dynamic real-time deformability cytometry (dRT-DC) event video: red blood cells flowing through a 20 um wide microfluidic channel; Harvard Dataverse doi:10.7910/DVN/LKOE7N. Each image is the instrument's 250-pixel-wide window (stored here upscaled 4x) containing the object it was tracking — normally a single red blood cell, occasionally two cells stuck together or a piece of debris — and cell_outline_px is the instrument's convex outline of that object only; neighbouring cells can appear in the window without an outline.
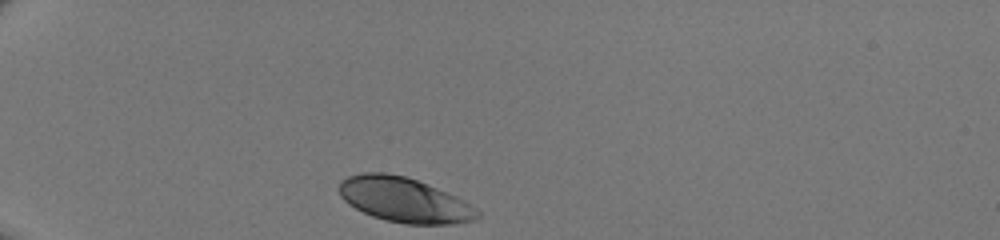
{"species": "human", "species_latin": "Homo sapiens", "temperature_condition": "room temperature", "stored_images_in_passage": 29, "camera_frame_rate_fps": 3000, "um_per_image_px": 0.085, "donor": {"sex": "male"}, "frame": {"image": 1, "passage_image": 1, "time_ms": 0.0, "image_size_px": [1000, 240], "cell_outline_px": [[480, 216], [476, 220], [452, 224], [404, 224], [384, 220], [372, 216], [348, 204], [340, 196], [340, 180], [348, 176], [360, 172], [384, 172], [404, 176], [428, 184], [456, 196], [476, 208], [480, 212]], "centroid_in_image_um": [34.36, 16.99], "position_along_channel_um": 50.6, "area_um2": 36.18}}
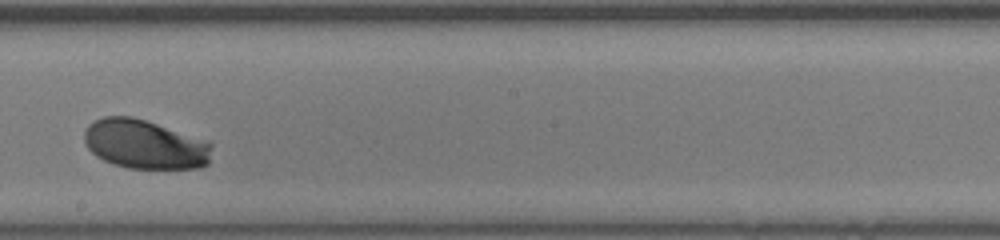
{"frame": {"image": 2, "passage_image": 17, "time_ms": 5.333, "image_size_px": [1000, 240], "cell_outline_px": [[212, 144], [208, 164], [200, 168], [128, 168], [112, 164], [96, 156], [88, 148], [84, 140], [84, 132], [88, 124], [104, 116], [132, 116], [212, 140]], "centroid_in_image_um": [12.35, 12.25], "position_along_channel_um": 235.8, "area_um2": 37.05}}
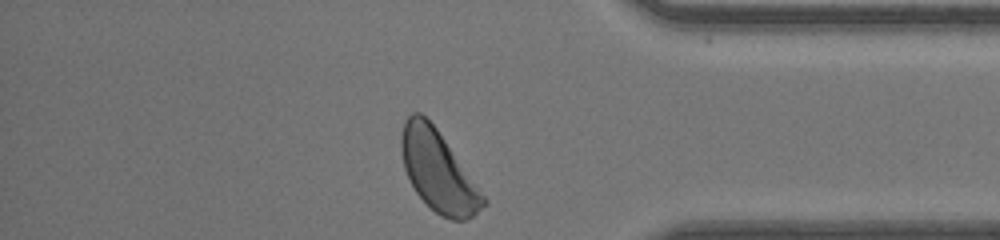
{"frame": {"image": 3, "passage_image": 29, "time_ms": 9.333, "image_size_px": [1000, 240], "cell_outline_px": [[488, 204], [472, 216], [464, 220], [452, 220], [440, 216], [416, 192], [404, 168], [400, 152], [400, 136], [404, 120], [412, 112], [420, 112], [436, 128], [488, 200]], "centroid_in_image_um": [37.23, 14.54], "position_along_channel_um": 398.0, "area_um2": 38.09}}